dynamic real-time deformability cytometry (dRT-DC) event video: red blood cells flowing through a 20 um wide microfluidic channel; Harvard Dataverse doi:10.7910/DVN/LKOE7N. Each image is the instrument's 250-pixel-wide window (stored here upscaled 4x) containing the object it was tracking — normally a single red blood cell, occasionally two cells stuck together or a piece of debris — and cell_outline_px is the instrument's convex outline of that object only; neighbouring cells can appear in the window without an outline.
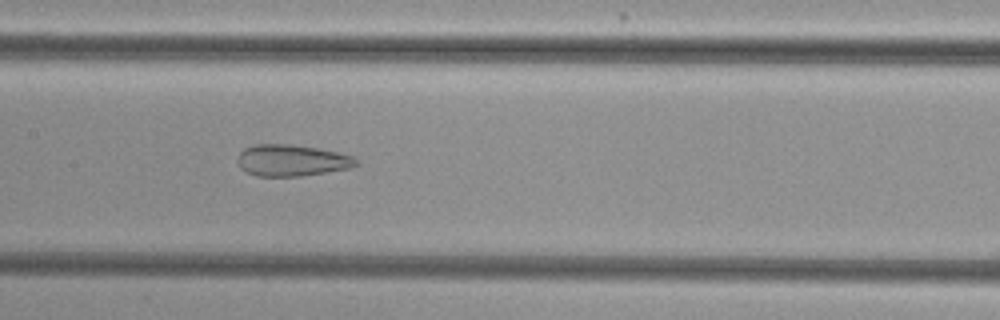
{"species": "common noctule bat (a hibernating species)", "species_latin": "Nyctalus noctula", "temperature_condition": "cold", "stored_images_in_passage": 53, "camera_frame_rate_fps": 3000, "um_per_image_px": 0.085, "animal": {"sex": "female", "body_mass_g": 29.2, "forearm_length_mm": 56.3}, "frame": {"image": 1, "passage_image": 26, "time_ms": 8.333, "image_size_px": [1000, 320], "cell_outline_px": [[360, 164], [352, 168], [300, 176], [256, 176], [240, 168], [236, 160], [236, 156], [244, 148], [252, 144], [288, 144], [316, 148], [336, 152], [352, 156]], "centroid_in_image_um": [24.76, 13.63], "position_along_channel_um": 182.6, "area_um2": 21.85}}
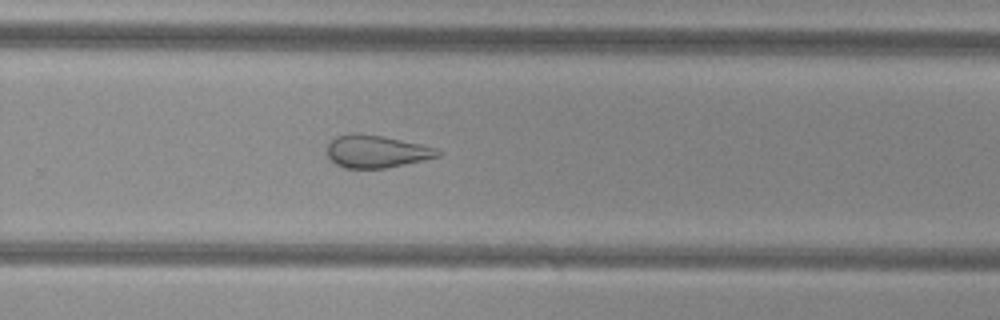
{"frame": {"image": 2, "passage_image": 35, "time_ms": 11.333, "image_size_px": [1000, 320], "cell_outline_px": [[444, 152], [440, 156], [424, 160], [384, 168], [344, 168], [336, 164], [328, 156], [328, 144], [336, 136], [348, 132], [360, 132], [384, 136], [420, 144], [436, 148]], "centroid_in_image_um": [32.0, 12.85], "position_along_channel_um": 297.8, "area_um2": 21.15}}
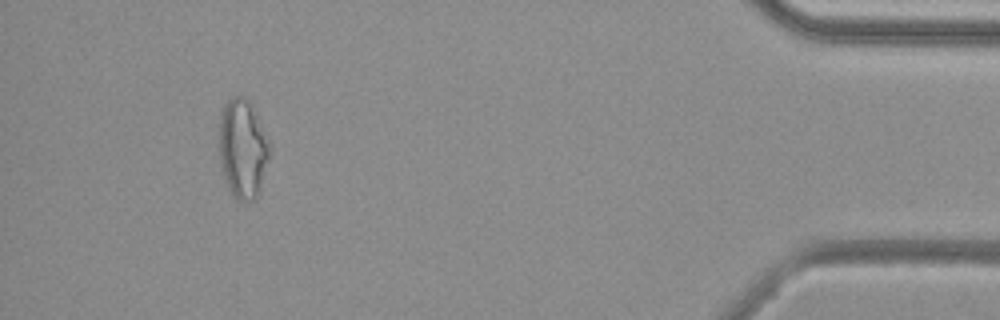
{"frame": {"image": 3, "passage_image": 49, "time_ms": 16.0, "image_size_px": [1000, 320], "cell_outline_px": [[268, 156], [260, 192], [252, 200], [244, 204], [236, 200], [232, 196], [224, 180], [220, 168], [220, 112], [224, 104], [232, 96], [244, 96], [252, 104], [256, 112], [268, 140]], "centroid_in_image_um": [20.6, 12.67], "position_along_channel_um": 414.6, "area_um2": 29.3}, "authors_computed_cell_mechanics": {"area_um2": 26.6458, "velocity_mm_per_s": 3.8514, "shape_relaxation_time_tau1_ms": null, "shape_relaxation_time_tau2_ms": 1.9974, "deformation_change_tau1": null, "deformation_change_tau2": 0.1132}}